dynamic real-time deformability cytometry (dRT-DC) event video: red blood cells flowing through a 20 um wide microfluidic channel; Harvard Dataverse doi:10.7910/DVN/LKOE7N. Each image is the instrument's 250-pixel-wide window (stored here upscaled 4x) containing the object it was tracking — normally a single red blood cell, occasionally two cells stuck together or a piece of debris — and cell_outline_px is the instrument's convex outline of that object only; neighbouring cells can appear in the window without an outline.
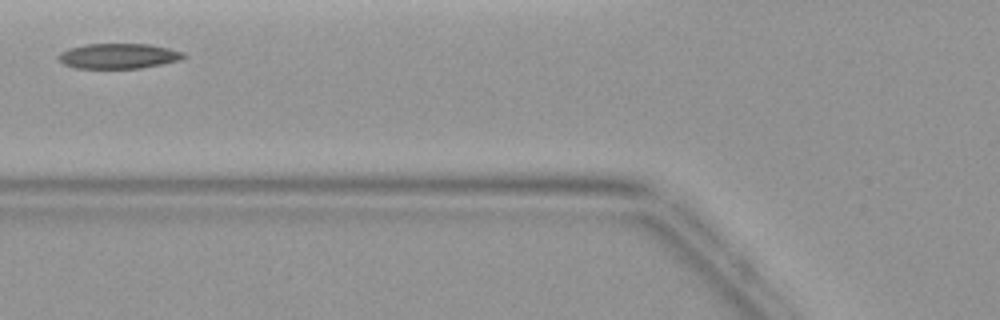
{"species": "common noctule bat (a hibernating species)", "species_latin": "Nyctalus noctula", "temperature_condition": "warm", "stored_images_in_passage": 5, "camera_frame_rate_fps": 3000, "um_per_image_px": 0.085, "animal": {"sex": "female", "body_mass_g": 19.9}, "frame": {"image": 1, "passage_image": 5, "time_ms": 5.667, "image_size_px": [1000, 320], "cell_outline_px": [[188, 56], [180, 60], [140, 68], [76, 68], [64, 64], [56, 56], [60, 52], [68, 48], [84, 44], [148, 44], [168, 48], [184, 52]], "centroid_in_image_um": [10.06, 4.75], "position_along_channel_um": 115.7, "area_um2": 18.38}}